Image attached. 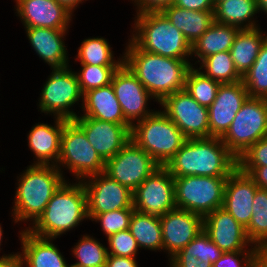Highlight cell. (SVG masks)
<instances>
[{
  "instance_id": "cell-26",
  "label": "cell",
  "mask_w": 267,
  "mask_h": 267,
  "mask_svg": "<svg viewBox=\"0 0 267 267\" xmlns=\"http://www.w3.org/2000/svg\"><path fill=\"white\" fill-rule=\"evenodd\" d=\"M221 249L202 230L170 260V267H212L222 255Z\"/></svg>"
},
{
  "instance_id": "cell-50",
  "label": "cell",
  "mask_w": 267,
  "mask_h": 267,
  "mask_svg": "<svg viewBox=\"0 0 267 267\" xmlns=\"http://www.w3.org/2000/svg\"><path fill=\"white\" fill-rule=\"evenodd\" d=\"M258 12L267 14V0H257Z\"/></svg>"
},
{
  "instance_id": "cell-44",
  "label": "cell",
  "mask_w": 267,
  "mask_h": 267,
  "mask_svg": "<svg viewBox=\"0 0 267 267\" xmlns=\"http://www.w3.org/2000/svg\"><path fill=\"white\" fill-rule=\"evenodd\" d=\"M248 174L260 189L267 190V166H237Z\"/></svg>"
},
{
  "instance_id": "cell-52",
  "label": "cell",
  "mask_w": 267,
  "mask_h": 267,
  "mask_svg": "<svg viewBox=\"0 0 267 267\" xmlns=\"http://www.w3.org/2000/svg\"><path fill=\"white\" fill-rule=\"evenodd\" d=\"M67 267H84V266H80V265H77V264H71V265H69V264H67Z\"/></svg>"
},
{
  "instance_id": "cell-46",
  "label": "cell",
  "mask_w": 267,
  "mask_h": 267,
  "mask_svg": "<svg viewBox=\"0 0 267 267\" xmlns=\"http://www.w3.org/2000/svg\"><path fill=\"white\" fill-rule=\"evenodd\" d=\"M136 258L124 257V256H107L105 267H138Z\"/></svg>"
},
{
  "instance_id": "cell-5",
  "label": "cell",
  "mask_w": 267,
  "mask_h": 267,
  "mask_svg": "<svg viewBox=\"0 0 267 267\" xmlns=\"http://www.w3.org/2000/svg\"><path fill=\"white\" fill-rule=\"evenodd\" d=\"M130 40L140 49L181 60H191L192 45L162 12H147L134 17ZM135 32V33H134Z\"/></svg>"
},
{
  "instance_id": "cell-38",
  "label": "cell",
  "mask_w": 267,
  "mask_h": 267,
  "mask_svg": "<svg viewBox=\"0 0 267 267\" xmlns=\"http://www.w3.org/2000/svg\"><path fill=\"white\" fill-rule=\"evenodd\" d=\"M76 75L82 93L111 84L112 78L119 66L81 65Z\"/></svg>"
},
{
  "instance_id": "cell-51",
  "label": "cell",
  "mask_w": 267,
  "mask_h": 267,
  "mask_svg": "<svg viewBox=\"0 0 267 267\" xmlns=\"http://www.w3.org/2000/svg\"><path fill=\"white\" fill-rule=\"evenodd\" d=\"M2 229H3V228H2V226H1V224H0V247H1V245H2L1 243L3 242V241H2V240H3V239H2V238H3V237H2V236H3V230H2ZM1 250H2V249L0 248V251H1Z\"/></svg>"
},
{
  "instance_id": "cell-23",
  "label": "cell",
  "mask_w": 267,
  "mask_h": 267,
  "mask_svg": "<svg viewBox=\"0 0 267 267\" xmlns=\"http://www.w3.org/2000/svg\"><path fill=\"white\" fill-rule=\"evenodd\" d=\"M34 51L51 70L68 67V51L64 43L68 29L24 27Z\"/></svg>"
},
{
  "instance_id": "cell-18",
  "label": "cell",
  "mask_w": 267,
  "mask_h": 267,
  "mask_svg": "<svg viewBox=\"0 0 267 267\" xmlns=\"http://www.w3.org/2000/svg\"><path fill=\"white\" fill-rule=\"evenodd\" d=\"M160 222L163 251L168 254V261L203 230L202 216L179 208L160 216Z\"/></svg>"
},
{
  "instance_id": "cell-11",
  "label": "cell",
  "mask_w": 267,
  "mask_h": 267,
  "mask_svg": "<svg viewBox=\"0 0 267 267\" xmlns=\"http://www.w3.org/2000/svg\"><path fill=\"white\" fill-rule=\"evenodd\" d=\"M161 167L132 139L105 162L104 173L134 191L147 177Z\"/></svg>"
},
{
  "instance_id": "cell-27",
  "label": "cell",
  "mask_w": 267,
  "mask_h": 267,
  "mask_svg": "<svg viewBox=\"0 0 267 267\" xmlns=\"http://www.w3.org/2000/svg\"><path fill=\"white\" fill-rule=\"evenodd\" d=\"M162 13L192 45L215 22L214 11H193L170 5Z\"/></svg>"
},
{
  "instance_id": "cell-14",
  "label": "cell",
  "mask_w": 267,
  "mask_h": 267,
  "mask_svg": "<svg viewBox=\"0 0 267 267\" xmlns=\"http://www.w3.org/2000/svg\"><path fill=\"white\" fill-rule=\"evenodd\" d=\"M87 196L88 215H98L133 207V191L104 172L82 180Z\"/></svg>"
},
{
  "instance_id": "cell-6",
  "label": "cell",
  "mask_w": 267,
  "mask_h": 267,
  "mask_svg": "<svg viewBox=\"0 0 267 267\" xmlns=\"http://www.w3.org/2000/svg\"><path fill=\"white\" fill-rule=\"evenodd\" d=\"M131 139L161 167L174 157L186 138L175 123L161 110H155L131 129Z\"/></svg>"
},
{
  "instance_id": "cell-7",
  "label": "cell",
  "mask_w": 267,
  "mask_h": 267,
  "mask_svg": "<svg viewBox=\"0 0 267 267\" xmlns=\"http://www.w3.org/2000/svg\"><path fill=\"white\" fill-rule=\"evenodd\" d=\"M227 177H174L176 208L193 212L203 218L222 208Z\"/></svg>"
},
{
  "instance_id": "cell-1",
  "label": "cell",
  "mask_w": 267,
  "mask_h": 267,
  "mask_svg": "<svg viewBox=\"0 0 267 267\" xmlns=\"http://www.w3.org/2000/svg\"><path fill=\"white\" fill-rule=\"evenodd\" d=\"M123 60L126 66L160 104L167 96L184 90L186 77L193 63L146 52L130 39Z\"/></svg>"
},
{
  "instance_id": "cell-34",
  "label": "cell",
  "mask_w": 267,
  "mask_h": 267,
  "mask_svg": "<svg viewBox=\"0 0 267 267\" xmlns=\"http://www.w3.org/2000/svg\"><path fill=\"white\" fill-rule=\"evenodd\" d=\"M253 214L245 228L248 239L257 249L267 248V190L258 189L252 202Z\"/></svg>"
},
{
  "instance_id": "cell-36",
  "label": "cell",
  "mask_w": 267,
  "mask_h": 267,
  "mask_svg": "<svg viewBox=\"0 0 267 267\" xmlns=\"http://www.w3.org/2000/svg\"><path fill=\"white\" fill-rule=\"evenodd\" d=\"M71 249L77 265L84 267H105L106 265L107 247L93 236L83 235Z\"/></svg>"
},
{
  "instance_id": "cell-29",
  "label": "cell",
  "mask_w": 267,
  "mask_h": 267,
  "mask_svg": "<svg viewBox=\"0 0 267 267\" xmlns=\"http://www.w3.org/2000/svg\"><path fill=\"white\" fill-rule=\"evenodd\" d=\"M240 29L232 25L214 22L193 44L191 55L201 62L204 58L219 52L230 51L234 38Z\"/></svg>"
},
{
  "instance_id": "cell-20",
  "label": "cell",
  "mask_w": 267,
  "mask_h": 267,
  "mask_svg": "<svg viewBox=\"0 0 267 267\" xmlns=\"http://www.w3.org/2000/svg\"><path fill=\"white\" fill-rule=\"evenodd\" d=\"M24 27L68 29L73 14L57 0H15Z\"/></svg>"
},
{
  "instance_id": "cell-31",
  "label": "cell",
  "mask_w": 267,
  "mask_h": 267,
  "mask_svg": "<svg viewBox=\"0 0 267 267\" xmlns=\"http://www.w3.org/2000/svg\"><path fill=\"white\" fill-rule=\"evenodd\" d=\"M129 230L136 239L139 248L151 251L163 250L162 226L159 216L134 209Z\"/></svg>"
},
{
  "instance_id": "cell-12",
  "label": "cell",
  "mask_w": 267,
  "mask_h": 267,
  "mask_svg": "<svg viewBox=\"0 0 267 267\" xmlns=\"http://www.w3.org/2000/svg\"><path fill=\"white\" fill-rule=\"evenodd\" d=\"M159 105L186 139L209 138L208 108L200 105L185 89L167 96Z\"/></svg>"
},
{
  "instance_id": "cell-13",
  "label": "cell",
  "mask_w": 267,
  "mask_h": 267,
  "mask_svg": "<svg viewBox=\"0 0 267 267\" xmlns=\"http://www.w3.org/2000/svg\"><path fill=\"white\" fill-rule=\"evenodd\" d=\"M133 207L159 217L176 208L174 177L165 167H159L133 191Z\"/></svg>"
},
{
  "instance_id": "cell-25",
  "label": "cell",
  "mask_w": 267,
  "mask_h": 267,
  "mask_svg": "<svg viewBox=\"0 0 267 267\" xmlns=\"http://www.w3.org/2000/svg\"><path fill=\"white\" fill-rule=\"evenodd\" d=\"M80 116L131 125L125 118L111 84L91 89L83 94Z\"/></svg>"
},
{
  "instance_id": "cell-24",
  "label": "cell",
  "mask_w": 267,
  "mask_h": 267,
  "mask_svg": "<svg viewBox=\"0 0 267 267\" xmlns=\"http://www.w3.org/2000/svg\"><path fill=\"white\" fill-rule=\"evenodd\" d=\"M19 235L24 267H67L68 263L59 248L53 244V238L36 236L27 229L21 230Z\"/></svg>"
},
{
  "instance_id": "cell-3",
  "label": "cell",
  "mask_w": 267,
  "mask_h": 267,
  "mask_svg": "<svg viewBox=\"0 0 267 267\" xmlns=\"http://www.w3.org/2000/svg\"><path fill=\"white\" fill-rule=\"evenodd\" d=\"M85 219L89 218L87 196L82 181L71 184L65 180L53 194L42 215L25 229L36 236L56 240Z\"/></svg>"
},
{
  "instance_id": "cell-49",
  "label": "cell",
  "mask_w": 267,
  "mask_h": 267,
  "mask_svg": "<svg viewBox=\"0 0 267 267\" xmlns=\"http://www.w3.org/2000/svg\"><path fill=\"white\" fill-rule=\"evenodd\" d=\"M254 267H267V248L259 249L257 261Z\"/></svg>"
},
{
  "instance_id": "cell-37",
  "label": "cell",
  "mask_w": 267,
  "mask_h": 267,
  "mask_svg": "<svg viewBox=\"0 0 267 267\" xmlns=\"http://www.w3.org/2000/svg\"><path fill=\"white\" fill-rule=\"evenodd\" d=\"M242 80L249 97L267 99V39L262 44L254 64Z\"/></svg>"
},
{
  "instance_id": "cell-32",
  "label": "cell",
  "mask_w": 267,
  "mask_h": 267,
  "mask_svg": "<svg viewBox=\"0 0 267 267\" xmlns=\"http://www.w3.org/2000/svg\"><path fill=\"white\" fill-rule=\"evenodd\" d=\"M76 60L80 65L93 66H120L124 60L123 56L114 59L112 47L107 39L103 37H93L84 39L78 48Z\"/></svg>"
},
{
  "instance_id": "cell-9",
  "label": "cell",
  "mask_w": 267,
  "mask_h": 267,
  "mask_svg": "<svg viewBox=\"0 0 267 267\" xmlns=\"http://www.w3.org/2000/svg\"><path fill=\"white\" fill-rule=\"evenodd\" d=\"M264 137H267V99L248 97L221 141L238 159Z\"/></svg>"
},
{
  "instance_id": "cell-10",
  "label": "cell",
  "mask_w": 267,
  "mask_h": 267,
  "mask_svg": "<svg viewBox=\"0 0 267 267\" xmlns=\"http://www.w3.org/2000/svg\"><path fill=\"white\" fill-rule=\"evenodd\" d=\"M79 100L83 102V93L76 72L69 66L52 69L42 87L38 108L46 115L74 120L78 115L71 107Z\"/></svg>"
},
{
  "instance_id": "cell-4",
  "label": "cell",
  "mask_w": 267,
  "mask_h": 267,
  "mask_svg": "<svg viewBox=\"0 0 267 267\" xmlns=\"http://www.w3.org/2000/svg\"><path fill=\"white\" fill-rule=\"evenodd\" d=\"M16 193L12 209L14 223L34 224L42 215L55 191L67 180L54 165H29L17 177Z\"/></svg>"
},
{
  "instance_id": "cell-43",
  "label": "cell",
  "mask_w": 267,
  "mask_h": 267,
  "mask_svg": "<svg viewBox=\"0 0 267 267\" xmlns=\"http://www.w3.org/2000/svg\"><path fill=\"white\" fill-rule=\"evenodd\" d=\"M136 6V15L147 12H162L165 8L172 5L175 0H131Z\"/></svg>"
},
{
  "instance_id": "cell-48",
  "label": "cell",
  "mask_w": 267,
  "mask_h": 267,
  "mask_svg": "<svg viewBox=\"0 0 267 267\" xmlns=\"http://www.w3.org/2000/svg\"><path fill=\"white\" fill-rule=\"evenodd\" d=\"M57 1L61 5H63L67 10H69L72 14L75 12L74 10L79 6V4H82L84 2V0H57Z\"/></svg>"
},
{
  "instance_id": "cell-2",
  "label": "cell",
  "mask_w": 267,
  "mask_h": 267,
  "mask_svg": "<svg viewBox=\"0 0 267 267\" xmlns=\"http://www.w3.org/2000/svg\"><path fill=\"white\" fill-rule=\"evenodd\" d=\"M165 168L173 177L229 176L237 158L219 137L186 139Z\"/></svg>"
},
{
  "instance_id": "cell-8",
  "label": "cell",
  "mask_w": 267,
  "mask_h": 267,
  "mask_svg": "<svg viewBox=\"0 0 267 267\" xmlns=\"http://www.w3.org/2000/svg\"><path fill=\"white\" fill-rule=\"evenodd\" d=\"M56 167L60 171L68 169L74 177L76 176L74 181H82L91 175L104 172L105 162L91 146L84 131L73 120H68L64 125L61 152Z\"/></svg>"
},
{
  "instance_id": "cell-42",
  "label": "cell",
  "mask_w": 267,
  "mask_h": 267,
  "mask_svg": "<svg viewBox=\"0 0 267 267\" xmlns=\"http://www.w3.org/2000/svg\"><path fill=\"white\" fill-rule=\"evenodd\" d=\"M237 166H267V137L250 146L237 159Z\"/></svg>"
},
{
  "instance_id": "cell-15",
  "label": "cell",
  "mask_w": 267,
  "mask_h": 267,
  "mask_svg": "<svg viewBox=\"0 0 267 267\" xmlns=\"http://www.w3.org/2000/svg\"><path fill=\"white\" fill-rule=\"evenodd\" d=\"M111 85L124 118L133 126L151 115L148 100L154 99L136 75L123 62L113 75ZM149 108V109H148Z\"/></svg>"
},
{
  "instance_id": "cell-47",
  "label": "cell",
  "mask_w": 267,
  "mask_h": 267,
  "mask_svg": "<svg viewBox=\"0 0 267 267\" xmlns=\"http://www.w3.org/2000/svg\"><path fill=\"white\" fill-rule=\"evenodd\" d=\"M0 267H24L20 252L3 254L0 257Z\"/></svg>"
},
{
  "instance_id": "cell-22",
  "label": "cell",
  "mask_w": 267,
  "mask_h": 267,
  "mask_svg": "<svg viewBox=\"0 0 267 267\" xmlns=\"http://www.w3.org/2000/svg\"><path fill=\"white\" fill-rule=\"evenodd\" d=\"M55 123H37L27 135L28 147L36 157L32 165H57L61 152V136L67 119L53 117Z\"/></svg>"
},
{
  "instance_id": "cell-33",
  "label": "cell",
  "mask_w": 267,
  "mask_h": 267,
  "mask_svg": "<svg viewBox=\"0 0 267 267\" xmlns=\"http://www.w3.org/2000/svg\"><path fill=\"white\" fill-rule=\"evenodd\" d=\"M199 64L200 67L197 68L199 71L221 84L235 83L242 80V76L235 69L229 51L212 54L204 58Z\"/></svg>"
},
{
  "instance_id": "cell-16",
  "label": "cell",
  "mask_w": 267,
  "mask_h": 267,
  "mask_svg": "<svg viewBox=\"0 0 267 267\" xmlns=\"http://www.w3.org/2000/svg\"><path fill=\"white\" fill-rule=\"evenodd\" d=\"M73 121L84 131L87 140L104 162L114 157L131 139L132 125L79 115Z\"/></svg>"
},
{
  "instance_id": "cell-21",
  "label": "cell",
  "mask_w": 267,
  "mask_h": 267,
  "mask_svg": "<svg viewBox=\"0 0 267 267\" xmlns=\"http://www.w3.org/2000/svg\"><path fill=\"white\" fill-rule=\"evenodd\" d=\"M258 189L253 179L238 167L227 177L222 208L244 228L251 220L252 202Z\"/></svg>"
},
{
  "instance_id": "cell-41",
  "label": "cell",
  "mask_w": 267,
  "mask_h": 267,
  "mask_svg": "<svg viewBox=\"0 0 267 267\" xmlns=\"http://www.w3.org/2000/svg\"><path fill=\"white\" fill-rule=\"evenodd\" d=\"M259 251H235L222 253L212 267H254Z\"/></svg>"
},
{
  "instance_id": "cell-30",
  "label": "cell",
  "mask_w": 267,
  "mask_h": 267,
  "mask_svg": "<svg viewBox=\"0 0 267 267\" xmlns=\"http://www.w3.org/2000/svg\"><path fill=\"white\" fill-rule=\"evenodd\" d=\"M257 13V0H225L215 5L214 20L239 29H252L260 27L254 19Z\"/></svg>"
},
{
  "instance_id": "cell-45",
  "label": "cell",
  "mask_w": 267,
  "mask_h": 267,
  "mask_svg": "<svg viewBox=\"0 0 267 267\" xmlns=\"http://www.w3.org/2000/svg\"><path fill=\"white\" fill-rule=\"evenodd\" d=\"M173 5L193 11H214L213 0H175Z\"/></svg>"
},
{
  "instance_id": "cell-39",
  "label": "cell",
  "mask_w": 267,
  "mask_h": 267,
  "mask_svg": "<svg viewBox=\"0 0 267 267\" xmlns=\"http://www.w3.org/2000/svg\"><path fill=\"white\" fill-rule=\"evenodd\" d=\"M134 208L109 211L98 215H88L89 220L100 222L101 231L108 237L111 234L129 229Z\"/></svg>"
},
{
  "instance_id": "cell-28",
  "label": "cell",
  "mask_w": 267,
  "mask_h": 267,
  "mask_svg": "<svg viewBox=\"0 0 267 267\" xmlns=\"http://www.w3.org/2000/svg\"><path fill=\"white\" fill-rule=\"evenodd\" d=\"M263 33L260 27L240 29L234 38L229 52L235 69L242 77L254 64L262 44L267 39V35Z\"/></svg>"
},
{
  "instance_id": "cell-19",
  "label": "cell",
  "mask_w": 267,
  "mask_h": 267,
  "mask_svg": "<svg viewBox=\"0 0 267 267\" xmlns=\"http://www.w3.org/2000/svg\"><path fill=\"white\" fill-rule=\"evenodd\" d=\"M248 97L243 80L220 85L215 100L208 108L209 137L221 138L227 132Z\"/></svg>"
},
{
  "instance_id": "cell-40",
  "label": "cell",
  "mask_w": 267,
  "mask_h": 267,
  "mask_svg": "<svg viewBox=\"0 0 267 267\" xmlns=\"http://www.w3.org/2000/svg\"><path fill=\"white\" fill-rule=\"evenodd\" d=\"M107 241L109 255L136 258L139 246L129 229L111 234Z\"/></svg>"
},
{
  "instance_id": "cell-53",
  "label": "cell",
  "mask_w": 267,
  "mask_h": 267,
  "mask_svg": "<svg viewBox=\"0 0 267 267\" xmlns=\"http://www.w3.org/2000/svg\"><path fill=\"white\" fill-rule=\"evenodd\" d=\"M221 1H225V0H213L214 4L216 5L217 3L221 2Z\"/></svg>"
},
{
  "instance_id": "cell-17",
  "label": "cell",
  "mask_w": 267,
  "mask_h": 267,
  "mask_svg": "<svg viewBox=\"0 0 267 267\" xmlns=\"http://www.w3.org/2000/svg\"><path fill=\"white\" fill-rule=\"evenodd\" d=\"M203 230L223 253L259 251L248 239L246 229L224 208H218L203 218Z\"/></svg>"
},
{
  "instance_id": "cell-35",
  "label": "cell",
  "mask_w": 267,
  "mask_h": 267,
  "mask_svg": "<svg viewBox=\"0 0 267 267\" xmlns=\"http://www.w3.org/2000/svg\"><path fill=\"white\" fill-rule=\"evenodd\" d=\"M221 83L205 76L197 67L189 70L185 91L188 92L200 105L209 108L216 98Z\"/></svg>"
}]
</instances>
